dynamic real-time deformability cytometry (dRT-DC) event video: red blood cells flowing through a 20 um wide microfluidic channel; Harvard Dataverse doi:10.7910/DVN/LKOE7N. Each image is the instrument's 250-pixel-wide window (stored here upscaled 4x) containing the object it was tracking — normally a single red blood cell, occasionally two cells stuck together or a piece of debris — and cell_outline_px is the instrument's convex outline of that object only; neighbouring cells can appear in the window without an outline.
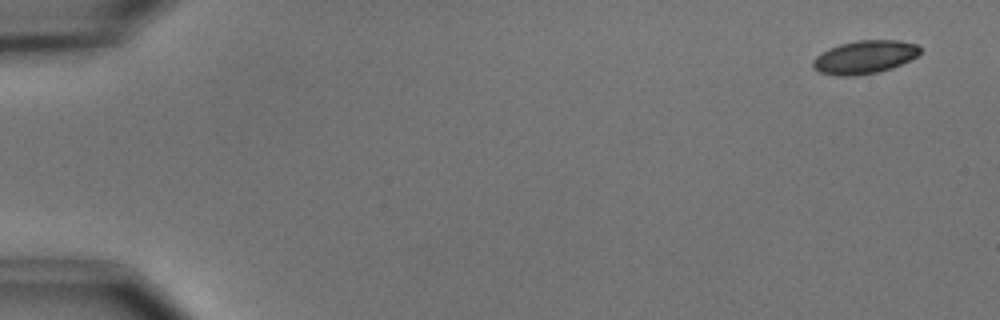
{"species": "common noctule bat (a hibernating species)", "species_latin": "Nyctalus noctula", "temperature_condition": "cold", "stored_images_in_passage": 54, "camera_frame_rate_fps": 3000, "um_per_image_px": 0.085, "animal": {"sex": "male", "body_mass_g": 15.6}, "frame": {"image": 1, "passage_image": 1, "time_ms": 0.0, "image_size_px": [1000, 320], "cell_outline_px": [[920, 52], [916, 56], [892, 68], [876, 72], [856, 76], [836, 76], [820, 72], [812, 68], [812, 60], [816, 56], [828, 48], [840, 44], [856, 40], [900, 40], [916, 44], [920, 48]], "centroid_in_image_um": [73.44, 4.85], "position_along_channel_um": 11.6, "area_um2": 20.75}}
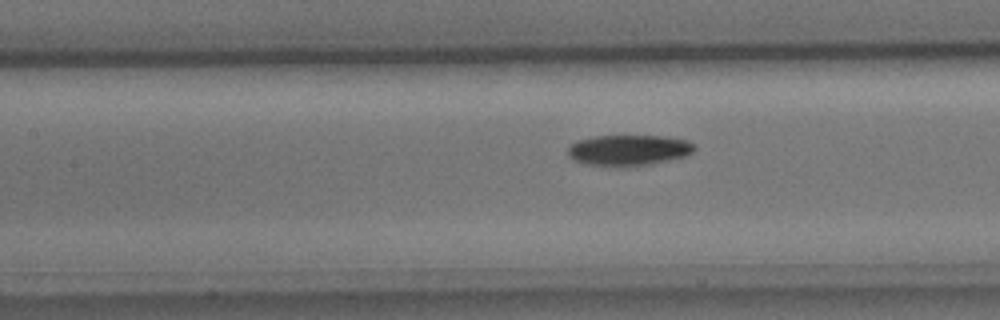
{"frame": {"image": 2, "passage_image": 24, "time_ms": 7.667, "image_size_px": [1000, 320], "cell_outline_px": [[696, 148], [692, 152], [684, 156], [668, 160], [628, 168], [584, 164], [572, 160], [568, 156], [568, 144], [576, 140], [592, 136], [660, 136], [688, 140]], "centroid_in_image_um": [53.34, 12.78], "position_along_channel_um": 154.1, "area_um2": 23.06}}
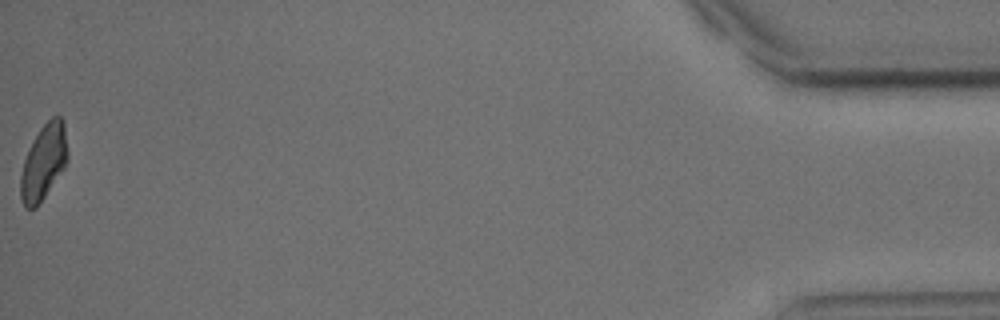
{"frame": {"image": 3, "passage_image": 54, "time_ms": 17.667, "image_size_px": [1000, 320], "cell_outline_px": [[68, 160], [64, 168], [36, 208], [24, 208], [20, 196], [20, 176], [24, 160], [32, 140], [40, 128], [52, 116], [60, 116], [64, 124], [68, 152]], "centroid_in_image_um": [3.7, 13.78], "position_along_channel_um": 431.5, "area_um2": 20.63}, "authors_computed_cell_mechanics": {"area_um2": 22.253, "velocity_mm_per_s": 3.6617, "shape_relaxation_time_tau1_ms": 2.2113, "shape_relaxation_time_tau2_ms": null, "deformation_change_tau1": 0.087, "deformation_change_tau2": null}}